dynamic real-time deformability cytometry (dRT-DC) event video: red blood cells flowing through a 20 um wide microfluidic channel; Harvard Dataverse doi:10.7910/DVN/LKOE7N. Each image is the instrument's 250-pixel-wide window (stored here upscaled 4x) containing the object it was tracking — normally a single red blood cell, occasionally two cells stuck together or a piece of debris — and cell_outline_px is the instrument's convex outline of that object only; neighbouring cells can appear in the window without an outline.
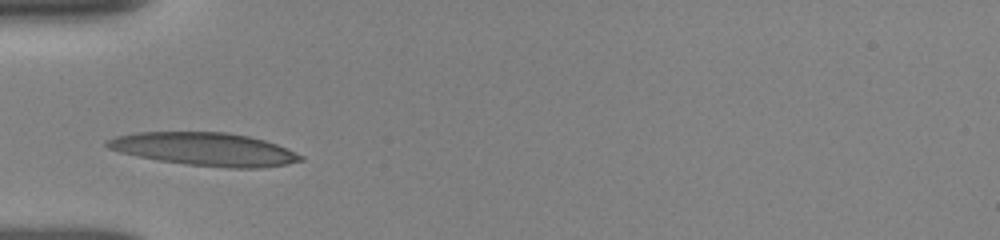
{"species": "human", "species_latin": "Homo sapiens", "temperature_condition": "room temperature", "stored_images_in_passage": 42, "camera_frame_rate_fps": 3000, "um_per_image_px": 0.085, "donor": {"sex": "female"}, "frame": {"image": 1, "passage_image": 1, "time_ms": 0.0, "image_size_px": [1000, 240], "cell_outline_px": [[304, 160], [288, 164], [260, 168], [228, 168], [188, 164], [160, 160], [120, 152], [108, 148], [104, 144], [104, 140], [116, 136], [136, 132], [224, 132], [248, 136], [264, 140], [288, 148], [304, 156]], "centroid_in_image_um": [17.42, 12.68], "position_along_channel_um": 67.6, "area_um2": 37.22}}
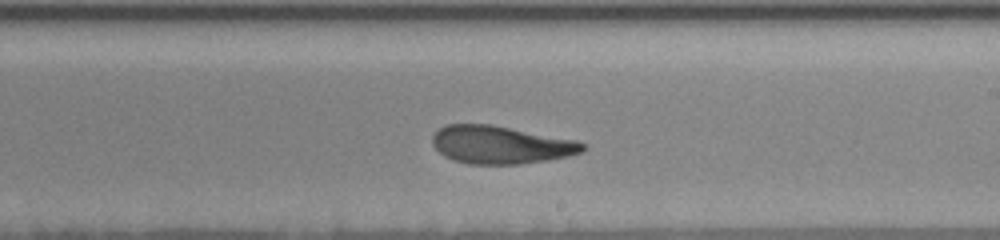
{"frame": {"image": 2, "passage_image": 22, "time_ms": 4.667, "image_size_px": [1000, 240], "cell_outline_px": [[588, 148], [580, 152], [568, 156], [520, 164], [468, 164], [452, 160], [444, 156], [432, 144], [432, 132], [448, 124], [492, 124], [576, 140], [584, 144]], "centroid_in_image_um": [42.52, 12.3], "position_along_channel_um": 246.5, "area_um2": 33.23}}
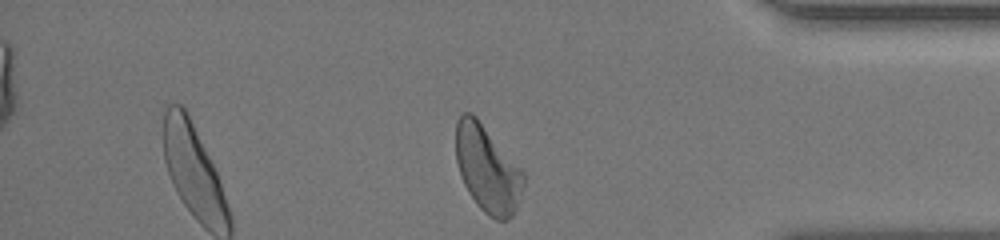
{"frame": {"image": 3, "passage_image": 41, "time_ms": 9.0, "image_size_px": [1000, 240], "cell_outline_px": [[524, 184], [516, 212], [512, 216], [504, 220], [496, 220], [488, 216], [476, 204], [468, 192], [464, 184], [456, 160], [456, 120], [460, 112], [472, 112], [476, 116], [524, 172]], "centroid_in_image_um": [41.42, 14.35], "position_along_channel_um": 393.8, "area_um2": 34.28}, "authors_computed_cell_mechanics": {"area_um2": 33.6974, "velocity_mm_per_s": 3.8556, "shape_relaxation_time_tau1_ms": 3.8845, "shape_relaxation_time_tau2_ms": 2.516, "deformation_change_tau1": 0.1967, "deformation_change_tau2": 0.1096}}